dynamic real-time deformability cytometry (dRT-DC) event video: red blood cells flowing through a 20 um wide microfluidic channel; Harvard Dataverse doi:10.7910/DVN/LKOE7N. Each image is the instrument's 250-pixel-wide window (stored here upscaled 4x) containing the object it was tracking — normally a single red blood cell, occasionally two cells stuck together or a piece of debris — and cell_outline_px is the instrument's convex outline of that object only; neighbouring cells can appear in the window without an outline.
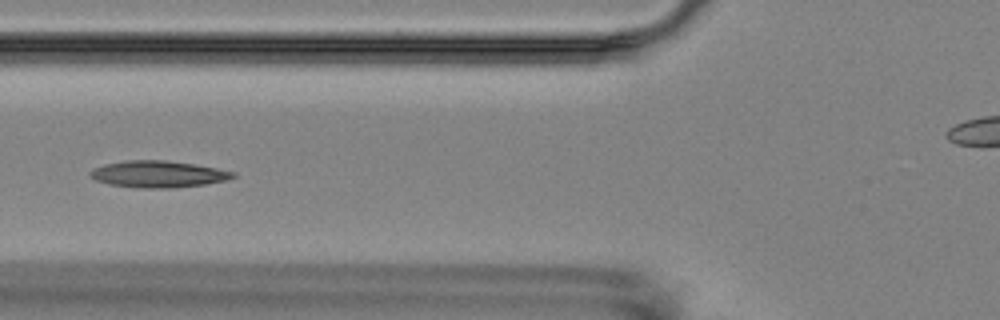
{"species": "Egyptian fruit bat (a non-hibernating species)", "species_latin": "Rousettus aegyptiacus", "temperature_condition": "room temperature", "stored_images_in_passage": 10, "camera_frame_rate_fps": 3000, "um_per_image_px": 0.085, "animal": {"sex": "female"}, "frame": {"image": 1, "passage_image": 6, "time_ms": 5.667, "image_size_px": [1000, 320], "cell_outline_px": [[236, 176], [228, 180], [204, 184], [172, 188], [136, 188], [108, 184], [96, 180], [88, 176], [88, 172], [92, 168], [104, 164], [124, 160], [164, 160], [192, 164], [216, 168], [236, 172]], "centroid_in_image_um": [13.39, 14.8], "position_along_channel_um": 112.4, "area_um2": 22.37}}
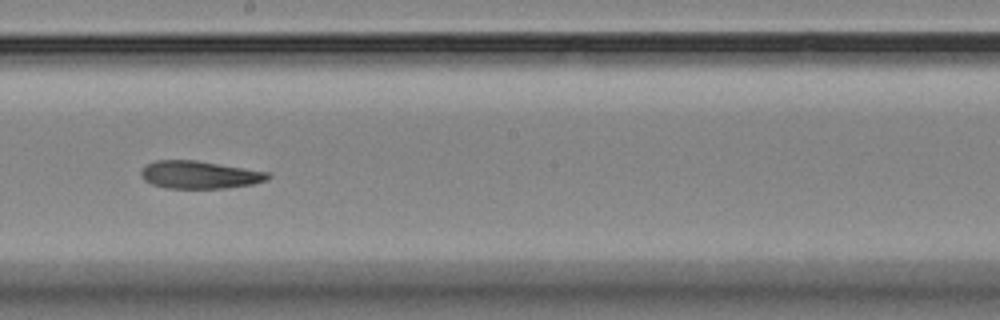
{"frame": {"image": 2, "passage_image": 9, "time_ms": 9.0, "image_size_px": [1000, 320], "cell_outline_px": [[272, 176], [268, 180], [252, 184], [224, 188], [164, 188], [152, 184], [144, 180], [140, 176], [140, 172], [148, 164], [156, 160], [196, 160], [268, 172]], "centroid_in_image_um": [16.96, 14.86], "position_along_channel_um": 231.2, "area_um2": 20.4}}
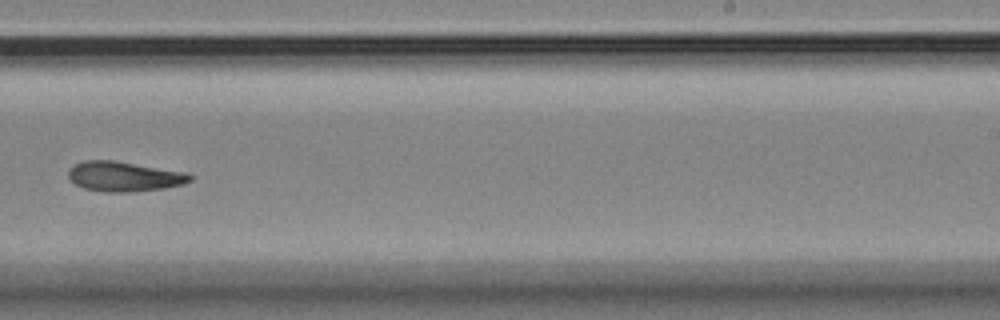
{"frame": {"image": 3, "passage_image": 10, "time_ms": 10.333, "image_size_px": [1000, 320], "cell_outline_px": [[192, 180], [184, 184], [164, 188], [132, 192], [100, 192], [84, 188], [76, 184], [68, 176], [68, 172], [76, 164], [84, 160], [112, 160], [188, 172], [192, 176]], "centroid_in_image_um": [10.59, 15.01], "position_along_channel_um": 278.4, "area_um2": 21.21}}